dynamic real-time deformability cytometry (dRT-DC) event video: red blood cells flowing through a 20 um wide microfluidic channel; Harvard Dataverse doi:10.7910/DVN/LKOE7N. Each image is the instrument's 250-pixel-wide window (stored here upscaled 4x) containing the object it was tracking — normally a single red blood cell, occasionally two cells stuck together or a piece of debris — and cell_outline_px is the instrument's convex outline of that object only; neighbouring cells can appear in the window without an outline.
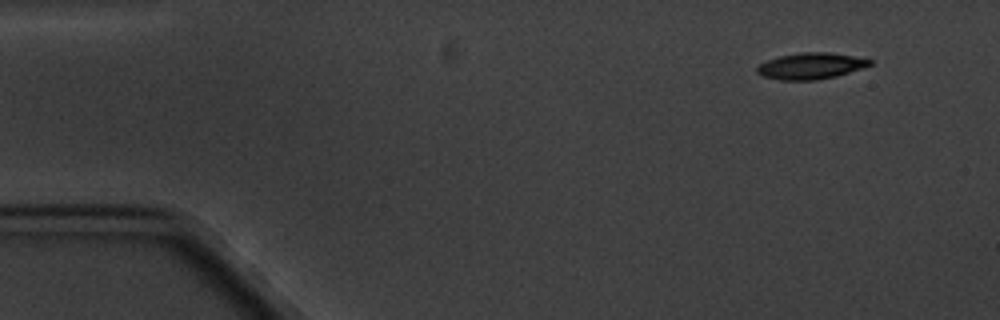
{"species": "common noctule bat (a hibernating species)", "species_latin": "Nyctalus noctula", "temperature_condition": "cold", "stored_images_in_passage": 6, "camera_frame_rate_fps": 3000, "um_per_image_px": 0.085, "animal": {"sex": "male", "body_mass_g": 20.1, "forearm_length_mm": 53.5}, "frame": {"image": 1, "passage_image": 1, "time_ms": 0.0, "image_size_px": [1000, 320], "cell_outline_px": [[872, 64], [836, 76], [816, 80], [780, 80], [764, 76], [756, 72], [756, 68], [760, 64], [768, 60], [780, 56], [800, 52], [828, 52], [852, 56], [872, 60]], "centroid_in_image_um": [68.89, 5.6], "position_along_channel_um": 16.1, "area_um2": 16.99}}
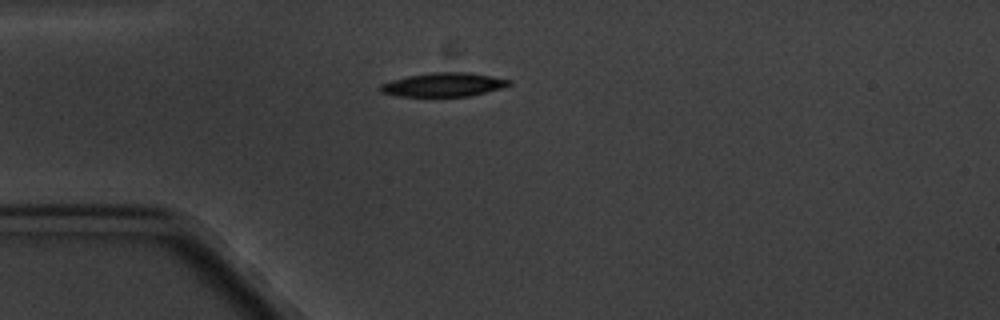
{"frame": {"image": 2, "passage_image": 3, "time_ms": 3.333, "image_size_px": [1000, 320], "cell_outline_px": [[512, 84], [500, 88], [468, 96], [396, 96], [380, 92], [376, 88], [380, 84], [392, 80], [408, 76], [428, 72], [468, 72], [492, 76], [512, 80]], "centroid_in_image_um": [37.65, 7.19], "position_along_channel_um": 47.4, "area_um2": 17.92}}